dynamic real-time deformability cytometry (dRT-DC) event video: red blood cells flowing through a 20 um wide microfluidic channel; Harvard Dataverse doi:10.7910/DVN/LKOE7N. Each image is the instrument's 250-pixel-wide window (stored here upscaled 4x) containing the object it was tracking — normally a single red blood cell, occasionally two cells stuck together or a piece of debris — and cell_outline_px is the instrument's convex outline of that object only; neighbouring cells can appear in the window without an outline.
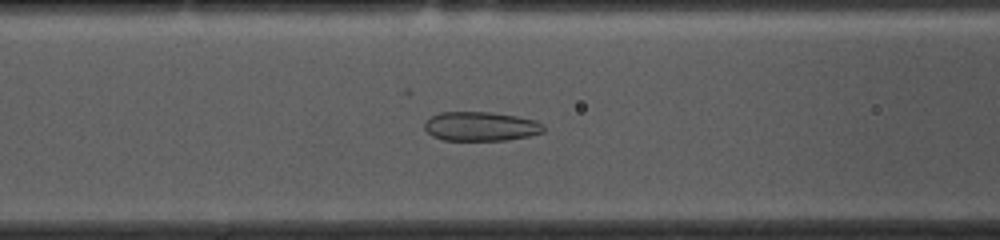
{"species": "common noctule bat (a hibernating species)", "species_latin": "Nyctalus noctula", "temperature_condition": "cold", "stored_images_in_passage": 53, "camera_frame_rate_fps": 3000, "um_per_image_px": 0.085, "animal": {"sex": "female", "body_mass_g": 10.0, "forearm_length_mm": 53.1}, "frame": {"image": 1, "passage_image": 20, "time_ms": 6.333, "image_size_px": [1000, 240], "cell_outline_px": [[544, 132], [528, 136], [508, 140], [444, 140], [432, 136], [424, 128], [424, 124], [432, 116], [440, 112], [492, 112], [516, 116], [536, 120], [544, 124]], "centroid_in_image_um": [40.89, 10.74], "position_along_channel_um": 125.7, "area_um2": 20.29}}
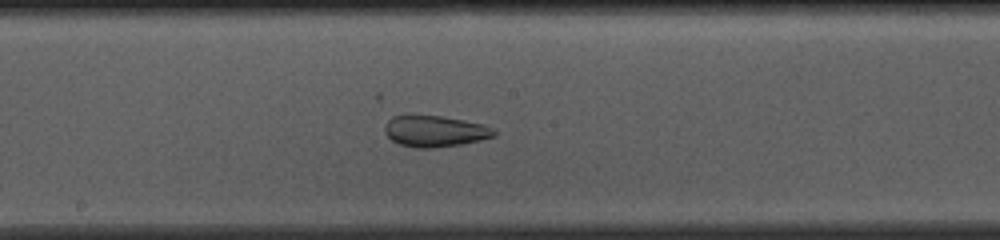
{"frame": {"image": 2, "passage_image": 27, "time_ms": 8.667, "image_size_px": [1000, 240], "cell_outline_px": [[496, 136], [480, 140], [460, 144], [432, 148], [416, 148], [400, 144], [392, 140], [384, 132], [384, 124], [392, 116], [404, 112], [408, 112], [440, 116], [464, 120], [484, 124], [492, 128], [496, 132]], "centroid_in_image_um": [36.9, 11.1], "position_along_channel_um": 211.3, "area_um2": 20.52}}
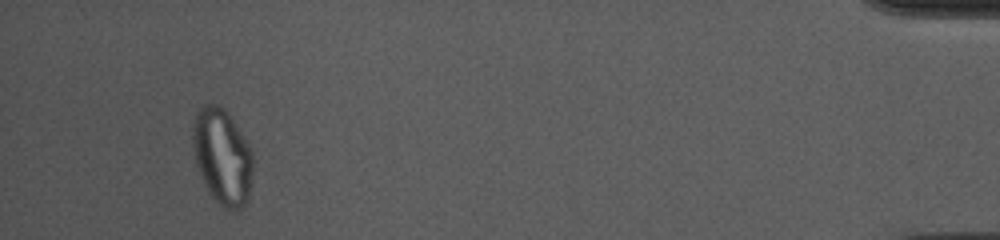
{"frame": {"image": 3, "passage_image": 50, "time_ms": 16.333, "image_size_px": [1000, 240], "cell_outline_px": [[252, 172], [248, 204], [232, 212], [224, 208], [208, 192], [200, 176], [196, 164], [192, 144], [192, 128], [196, 112], [204, 104], [220, 104], [224, 108], [252, 148]], "centroid_in_image_um": [18.89, 13.32], "position_along_channel_um": 416.3, "area_um2": 34.04}}